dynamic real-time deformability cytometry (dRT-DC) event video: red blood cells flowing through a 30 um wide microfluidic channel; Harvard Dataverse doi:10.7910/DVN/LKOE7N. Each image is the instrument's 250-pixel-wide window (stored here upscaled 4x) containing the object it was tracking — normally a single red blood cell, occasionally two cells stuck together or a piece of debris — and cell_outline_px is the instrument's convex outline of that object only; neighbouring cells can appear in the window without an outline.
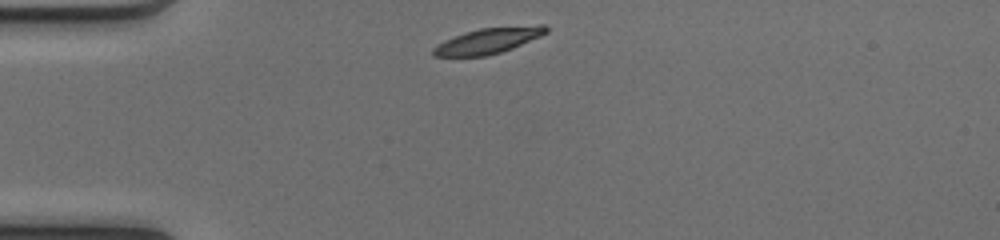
{"species": "common noctule bat (a hibernating species)", "species_latin": "Nyctalus noctula", "temperature_condition": "cold", "stored_images_in_passage": 38, "camera_frame_rate_fps": 3000, "um_per_image_px": 0.085, "animal": {"sex": "female", "body_mass_g": 17.0, "forearm_length_mm": 48.0}, "frame": {"image": 1, "passage_image": 1, "time_ms": 0.0, "image_size_px": [1000, 240], "cell_outline_px": [[548, 32], [540, 36], [512, 48], [500, 52], [484, 56], [432, 56], [432, 48], [444, 40], [464, 32], [480, 28], [540, 24], [544, 24], [548, 28]], "centroid_in_image_um": [41.5, 3.45], "position_along_channel_um": 43.5, "area_um2": 16.88}}
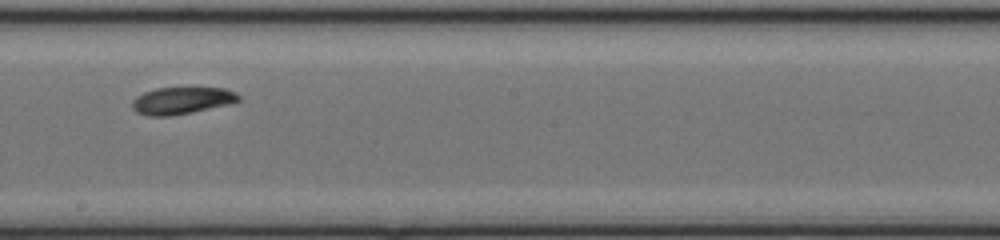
{"frame": {"image": 2, "passage_image": 17, "time_ms": 5.333, "image_size_px": [1000, 240], "cell_outline_px": [[240, 100], [228, 104], [192, 112], [172, 116], [148, 116], [136, 112], [132, 108], [132, 100], [136, 96], [144, 92], [156, 88], [224, 88], [236, 92], [240, 96]], "centroid_in_image_um": [15.42, 8.55], "position_along_channel_um": 232.8, "area_um2": 16.76}}
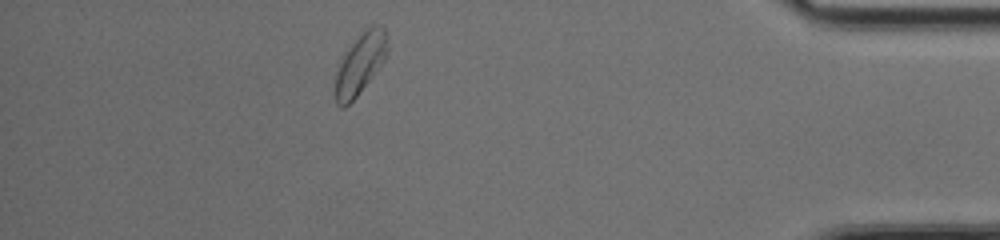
{"frame": {"image": 3, "passage_image": 33, "time_ms": 10.667, "image_size_px": [1000, 240], "cell_outline_px": [[388, 52], [384, 60], [372, 76], [356, 96], [344, 108], [340, 108], [336, 104], [332, 92], [336, 72], [348, 48], [372, 24], [380, 24], [384, 28], [388, 36]], "centroid_in_image_um": [30.6, 5.46], "position_along_channel_um": 404.6, "area_um2": 18.44}, "authors_computed_cell_mechanics": {"area_um2": 17.8024, "velocity_mm_per_s": 4.0682, "shape_relaxation_time_tau1_ms": 2.4549, "shape_relaxation_time_tau2_ms": 6.3319, "deformation_change_tau1": 0.0919, "deformation_change_tau2": 0.1152}}